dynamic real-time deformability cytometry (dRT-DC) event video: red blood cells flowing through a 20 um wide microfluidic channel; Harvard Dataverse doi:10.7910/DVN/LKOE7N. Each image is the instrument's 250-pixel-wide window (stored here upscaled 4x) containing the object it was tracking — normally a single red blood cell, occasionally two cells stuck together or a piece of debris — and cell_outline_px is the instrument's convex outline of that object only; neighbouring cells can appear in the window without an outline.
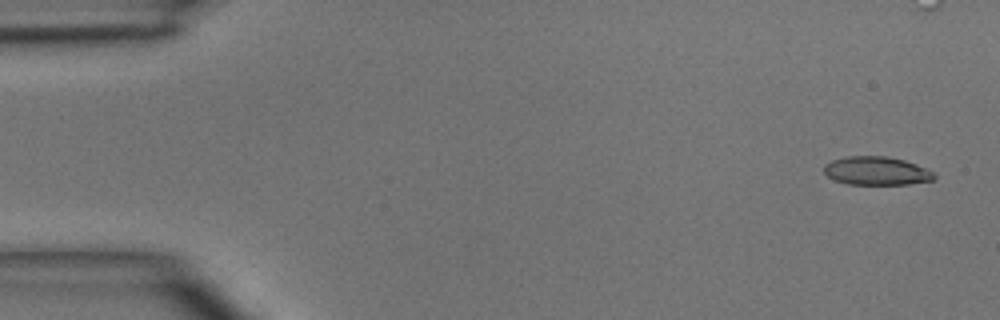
{"species": "common noctule bat (a hibernating species)", "species_latin": "Nyctalus noctula", "temperature_condition": "room temperature", "stored_images_in_passage": 5, "camera_frame_rate_fps": 3000, "um_per_image_px": 0.085, "animal": {"sex": "male", "body_mass_g": 15.6}, "frame": {"image": 1, "passage_image": 1, "time_ms": 0.0, "image_size_px": [1000, 320], "cell_outline_px": [[936, 176], [932, 180], [908, 184], [848, 184], [836, 180], [828, 176], [824, 172], [824, 164], [832, 160], [848, 156], [884, 156], [904, 160], [916, 164], [932, 172]], "centroid_in_image_um": [74.48, 14.52], "position_along_channel_um": 10.5, "area_um2": 18.03}}
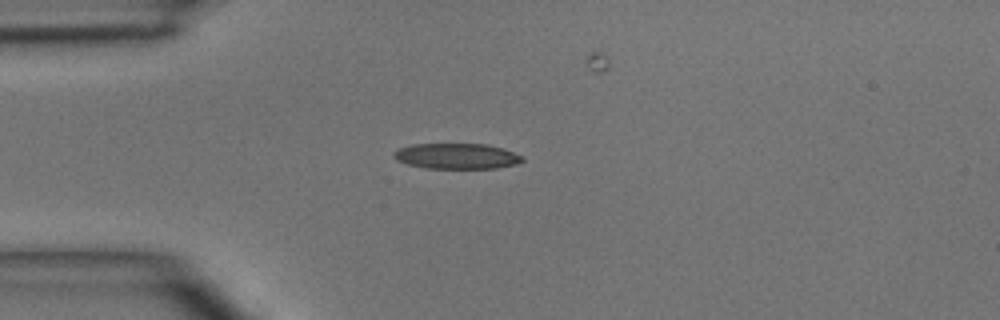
{"frame": {"image": 2, "passage_image": 4, "time_ms": 3.333, "image_size_px": [1000, 320], "cell_outline_px": [[524, 160], [516, 164], [496, 168], [428, 168], [408, 164], [396, 160], [392, 156], [392, 152], [396, 148], [412, 144], [488, 144], [504, 148], [520, 156]], "centroid_in_image_um": [38.76, 13.26], "position_along_channel_um": 46.2, "area_um2": 19.19}}